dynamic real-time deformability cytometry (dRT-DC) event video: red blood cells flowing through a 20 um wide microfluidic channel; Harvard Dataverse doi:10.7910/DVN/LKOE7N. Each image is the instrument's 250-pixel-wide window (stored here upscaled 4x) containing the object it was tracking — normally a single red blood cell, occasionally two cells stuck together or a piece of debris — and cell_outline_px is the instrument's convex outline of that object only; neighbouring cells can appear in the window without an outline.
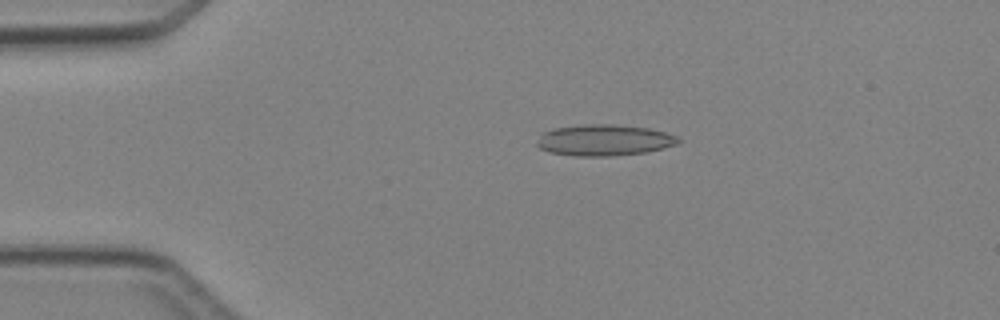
{"species": "Egyptian fruit bat (a non-hibernating species)", "species_latin": "Rousettus aegyptiacus", "temperature_condition": "cold", "stored_images_in_passage": 4, "camera_frame_rate_fps": 3000, "um_per_image_px": 0.085, "animal": {"sex": "female"}, "frame": {"image": 1, "passage_image": 3, "time_ms": 2.333, "image_size_px": [1000, 320], "cell_outline_px": [[680, 140], [676, 144], [648, 152], [612, 156], [572, 156], [548, 152], [540, 148], [536, 144], [540, 136], [544, 132], [556, 128], [588, 124], [612, 124], [648, 128], [680, 136]], "centroid_in_image_um": [51.36, 11.92], "position_along_channel_um": 33.6, "area_um2": 25.66}}